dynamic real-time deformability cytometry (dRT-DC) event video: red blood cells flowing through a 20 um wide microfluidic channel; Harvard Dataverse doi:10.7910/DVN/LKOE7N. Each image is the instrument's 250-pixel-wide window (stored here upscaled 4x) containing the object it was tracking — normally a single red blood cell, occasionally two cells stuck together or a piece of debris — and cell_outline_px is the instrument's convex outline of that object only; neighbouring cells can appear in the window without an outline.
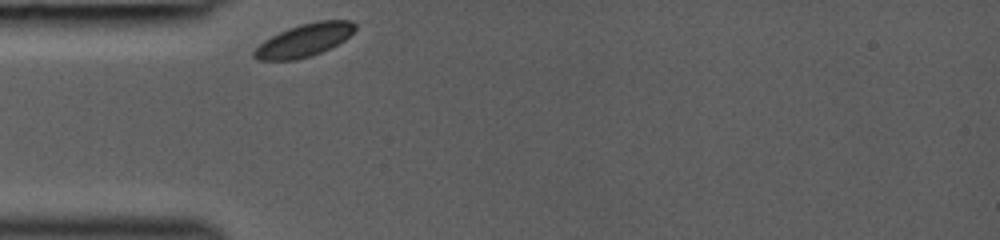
{"species": "common noctule bat (a hibernating species)", "species_latin": "Nyctalus noctula", "temperature_condition": "room temperature", "stored_images_in_passage": 27, "camera_frame_rate_fps": 3000, "um_per_image_px": 0.085, "animal": {"sex": "female", "body_mass_g": 19.0, "forearm_length_mm": 53.3}, "frame": {"image": 1, "passage_image": 1, "time_ms": 0.0, "image_size_px": [1000, 240], "cell_outline_px": [[356, 28], [344, 40], [320, 52], [296, 60], [260, 60], [252, 56], [252, 52], [264, 40], [288, 28], [300, 24], [320, 20], [352, 20], [356, 24]], "centroid_in_image_um": [25.85, 3.4], "position_along_channel_um": 59.2, "area_um2": 19.02}}
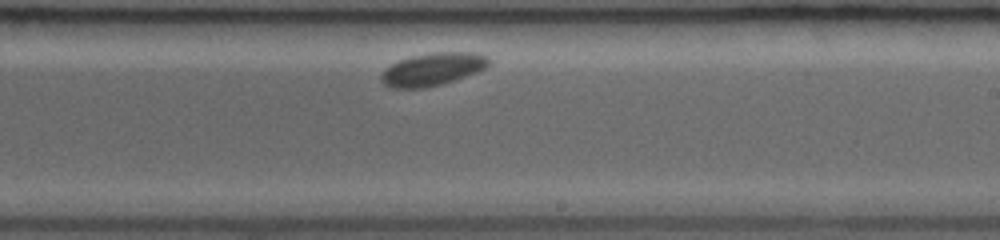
{"frame": {"image": 2, "passage_image": 16, "time_ms": 5.0, "image_size_px": [1000, 240], "cell_outline_px": [[492, 60], [484, 68], [476, 72], [444, 84], [424, 88], [392, 88], [384, 84], [380, 80], [380, 76], [392, 64], [408, 56], [432, 52], [472, 52], [488, 56]], "centroid_in_image_um": [36.79, 5.88], "position_along_channel_um": 252.2, "area_um2": 20.58}}
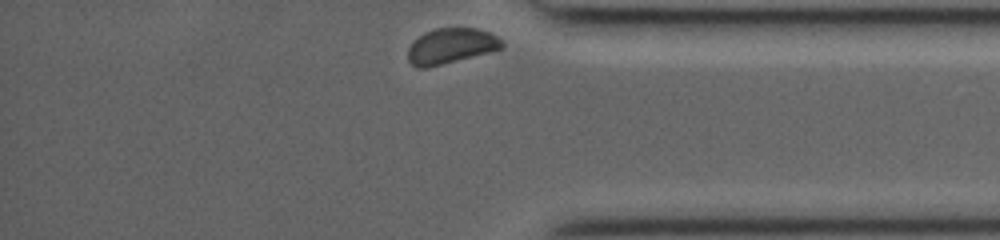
{"frame": {"image": 3, "passage_image": 27, "time_ms": 8.667, "image_size_px": [1000, 240], "cell_outline_px": [[504, 48], [424, 68], [416, 68], [408, 60], [408, 48], [424, 32], [436, 28], [476, 28], [488, 32], [496, 36], [504, 44]], "centroid_in_image_um": [38.32, 3.9], "position_along_channel_um": 396.9, "area_um2": 18.96}}